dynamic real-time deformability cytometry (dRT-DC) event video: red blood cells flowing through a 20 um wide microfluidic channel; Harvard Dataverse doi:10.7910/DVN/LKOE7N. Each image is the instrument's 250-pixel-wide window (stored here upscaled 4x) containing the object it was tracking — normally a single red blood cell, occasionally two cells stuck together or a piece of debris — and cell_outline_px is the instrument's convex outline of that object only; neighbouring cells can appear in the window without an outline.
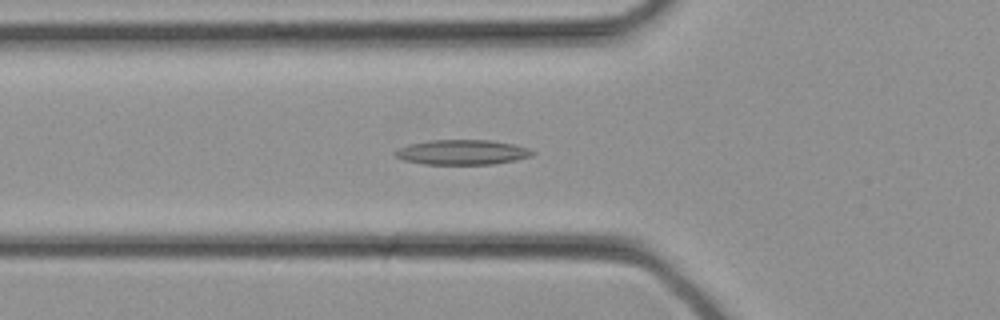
{"species": "common noctule bat (a hibernating species)", "species_latin": "Nyctalus noctula", "temperature_condition": "cold", "stored_images_in_passage": 33, "camera_frame_rate_fps": 3000, "um_per_image_px": 0.085, "animal": {"sex": "female", "body_mass_g": 21.9}, "frame": {"image": 1, "passage_image": 12, "time_ms": 3.667, "image_size_px": [1000, 320], "cell_outline_px": [[536, 152], [532, 156], [516, 160], [492, 164], [424, 164], [404, 160], [396, 156], [392, 152], [408, 144], [428, 140], [492, 140], [512, 144], [528, 148]], "centroid_in_image_um": [39.29, 12.93], "position_along_channel_um": 86.5, "area_um2": 19.94}}
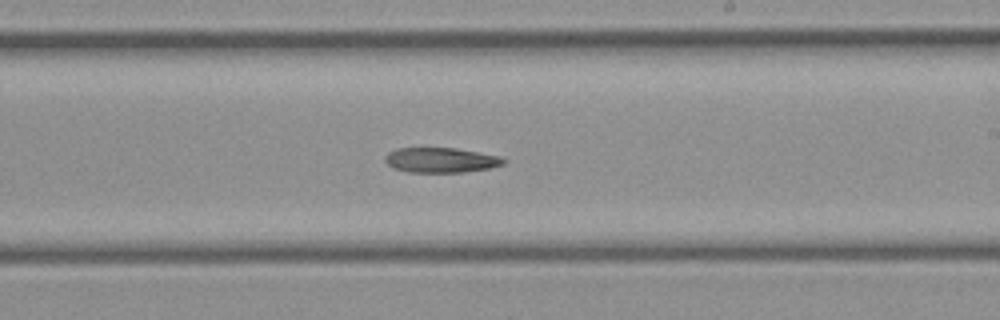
{"frame": {"image": 2, "passage_image": 20, "time_ms": 6.333, "image_size_px": [1000, 320], "cell_outline_px": [[508, 160], [504, 164], [488, 168], [464, 172], [408, 172], [392, 168], [384, 160], [384, 156], [388, 152], [396, 148], [456, 148], [500, 156]], "centroid_in_image_um": [37.45, 13.6], "position_along_channel_um": 251.5, "area_um2": 17.34}}
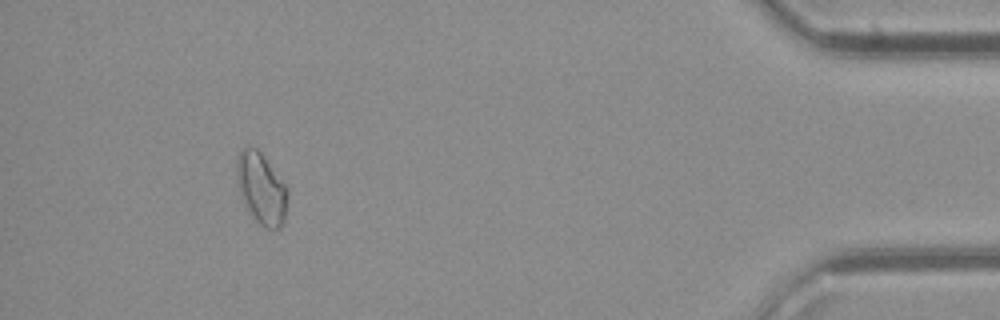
{"frame": {"image": 3, "passage_image": 31, "time_ms": 10.0, "image_size_px": [1000, 320], "cell_outline_px": [[288, 196], [284, 220], [280, 228], [264, 228], [256, 224], [244, 204], [240, 192], [236, 168], [236, 160], [244, 144], [256, 148], [264, 156], [288, 188]], "centroid_in_image_um": [22.21, 16.03], "position_along_channel_um": 413.0, "area_um2": 21.33}}